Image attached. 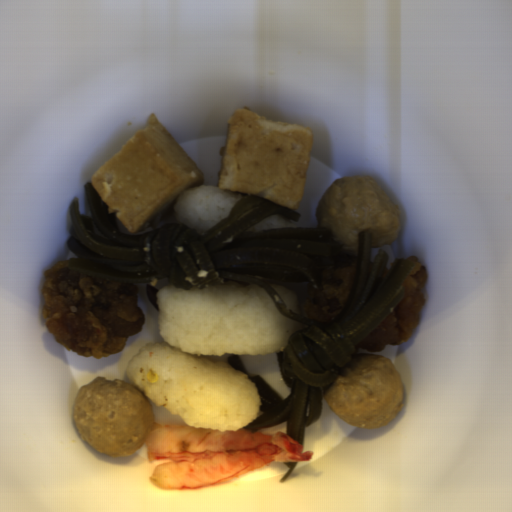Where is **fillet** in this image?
<instances>
[{"label":"fillet","mask_w":512,"mask_h":512,"mask_svg":"<svg viewBox=\"0 0 512 512\" xmlns=\"http://www.w3.org/2000/svg\"><path fill=\"white\" fill-rule=\"evenodd\" d=\"M158 291L159 290L153 284L145 283V292L147 294V297L157 311H158V308H157L156 296H157Z\"/></svg>","instance_id":"1"}]
</instances>
